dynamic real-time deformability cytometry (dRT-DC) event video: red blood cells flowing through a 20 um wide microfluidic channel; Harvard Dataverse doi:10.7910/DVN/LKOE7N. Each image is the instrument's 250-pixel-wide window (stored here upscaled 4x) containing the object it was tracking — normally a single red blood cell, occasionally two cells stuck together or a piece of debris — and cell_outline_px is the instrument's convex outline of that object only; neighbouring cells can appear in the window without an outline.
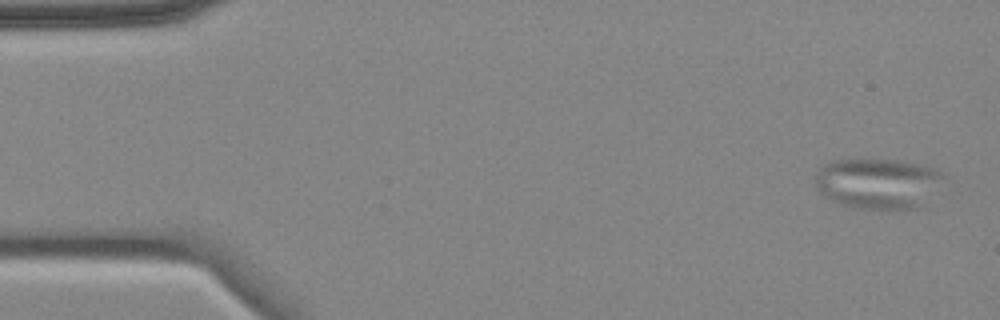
{"species": "common noctule bat (a hibernating species)", "species_latin": "Nyctalus noctula", "temperature_condition": "cold", "stored_images_in_passage": 5, "camera_frame_rate_fps": 3000, "um_per_image_px": 0.085, "animal": {"sex": "female", "body_mass_g": 18.4}, "frame": {"image": 1, "passage_image": 1, "time_ms": 0.0, "image_size_px": [1000, 320], "cell_outline_px": [[944, 176], [924, 208], [852, 208], [840, 204], [824, 196], [816, 188], [816, 172], [820, 164], [832, 160], [872, 156], [904, 160], [936, 168]], "centroid_in_image_um": [74.59, 15.52], "position_along_channel_um": 10.4, "area_um2": 39.07}}